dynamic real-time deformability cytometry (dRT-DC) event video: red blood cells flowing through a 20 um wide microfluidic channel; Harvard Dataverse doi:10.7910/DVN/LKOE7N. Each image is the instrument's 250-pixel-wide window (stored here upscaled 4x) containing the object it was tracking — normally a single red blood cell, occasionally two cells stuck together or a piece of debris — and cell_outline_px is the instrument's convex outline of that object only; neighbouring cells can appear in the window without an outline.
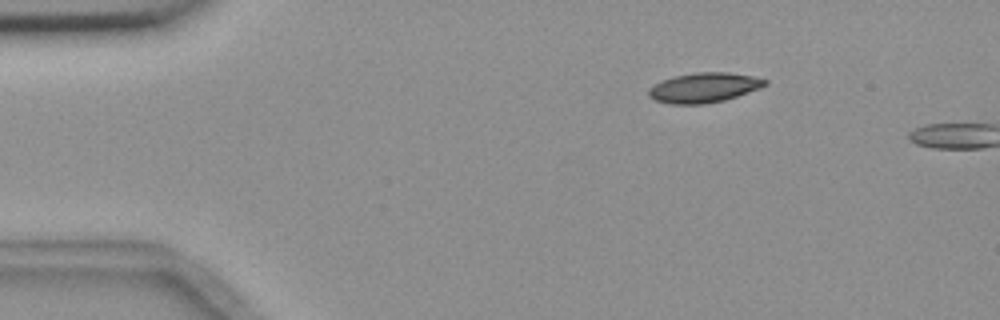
{"species": "common noctule bat (a hibernating species)", "species_latin": "Nyctalus noctula", "temperature_condition": "room temperature", "stored_images_in_passage": 2, "camera_frame_rate_fps": 3000, "um_per_image_px": 0.085, "animal": {"sex": "female", "body_mass_g": 18.4}, "frame": {"image": 1, "passage_image": 1, "time_ms": 0.0, "image_size_px": [1000, 320], "cell_outline_px": [[768, 84], [760, 88], [724, 100], [704, 104], [672, 104], [656, 100], [648, 96], [648, 88], [664, 80], [676, 76], [696, 72], [728, 72], [752, 76], [768, 80]], "centroid_in_image_um": [59.85, 7.45], "position_along_channel_um": 25.1, "area_um2": 20.0}}